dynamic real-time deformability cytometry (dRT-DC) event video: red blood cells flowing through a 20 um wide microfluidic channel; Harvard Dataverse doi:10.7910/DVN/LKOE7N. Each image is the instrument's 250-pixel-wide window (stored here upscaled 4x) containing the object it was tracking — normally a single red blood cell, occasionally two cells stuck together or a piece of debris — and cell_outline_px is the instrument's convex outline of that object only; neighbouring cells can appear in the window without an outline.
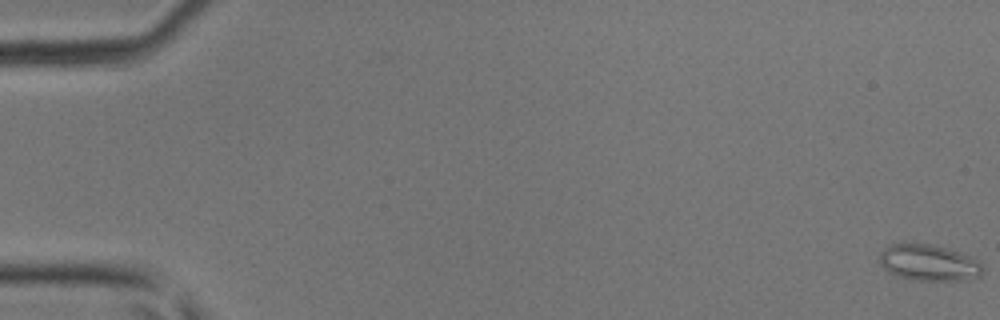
{"species": "common noctule bat (a hibernating species)", "species_latin": "Nyctalus noctula", "temperature_condition": "room temperature", "stored_images_in_passage": 46, "camera_frame_rate_fps": 3000, "um_per_image_px": 0.085, "animal": {"sex": "male", "body_mass_g": 17.9, "forearm_length_mm": 54.2}, "frame": {"image": 1, "passage_image": 1, "time_ms": 0.0, "image_size_px": [1000, 320], "cell_outline_px": [[984, 272], [980, 276], [968, 280], [912, 280], [896, 276], [888, 272], [880, 264], [880, 252], [888, 244], [904, 240], [928, 244], [960, 252], [976, 260], [984, 268]], "centroid_in_image_um": [78.89, 22.31], "position_along_channel_um": 6.1, "area_um2": 22.31}}
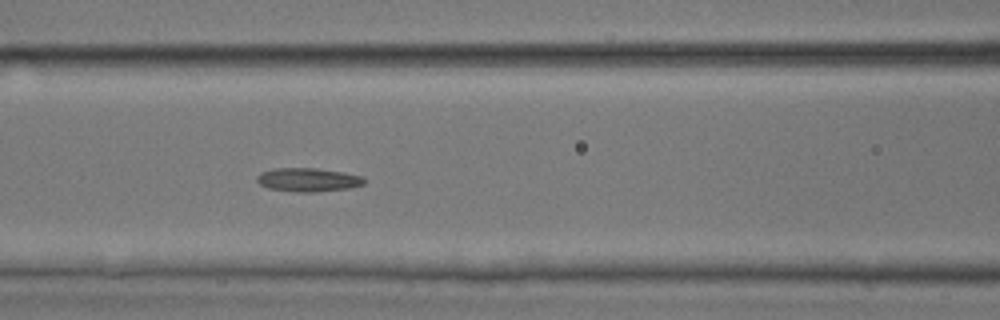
{"frame": {"image": 2, "passage_image": 21, "time_ms": 6.667, "image_size_px": [1000, 320], "cell_outline_px": [[364, 184], [348, 188], [316, 192], [296, 192], [268, 188], [260, 184], [256, 180], [256, 176], [260, 172], [272, 168], [316, 168], [344, 172], [360, 176], [364, 180]], "centroid_in_image_um": [26.13, 15.27], "position_along_channel_um": 140.5, "area_um2": 14.8}}
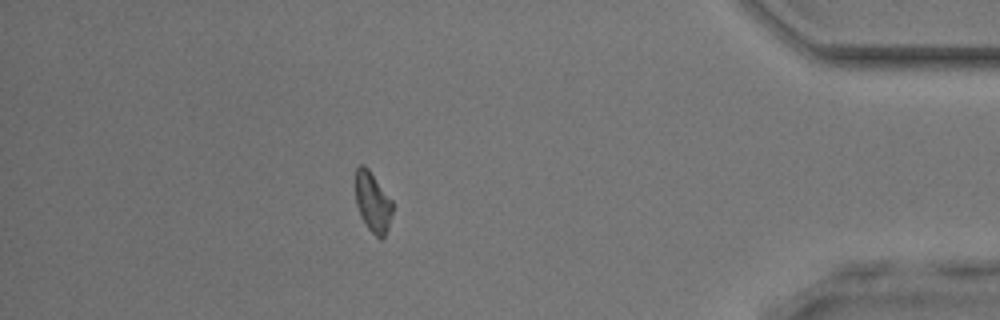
{"frame": {"image": 3, "passage_image": 41, "time_ms": 13.333, "image_size_px": [1000, 320], "cell_outline_px": [[392, 212], [388, 228], [384, 236], [380, 240], [368, 228], [360, 216], [356, 204], [356, 168], [360, 164], [364, 164], [368, 168], [392, 200]], "centroid_in_image_um": [31.68, 17.18], "position_along_channel_um": 403.5, "area_um2": 12.89}}